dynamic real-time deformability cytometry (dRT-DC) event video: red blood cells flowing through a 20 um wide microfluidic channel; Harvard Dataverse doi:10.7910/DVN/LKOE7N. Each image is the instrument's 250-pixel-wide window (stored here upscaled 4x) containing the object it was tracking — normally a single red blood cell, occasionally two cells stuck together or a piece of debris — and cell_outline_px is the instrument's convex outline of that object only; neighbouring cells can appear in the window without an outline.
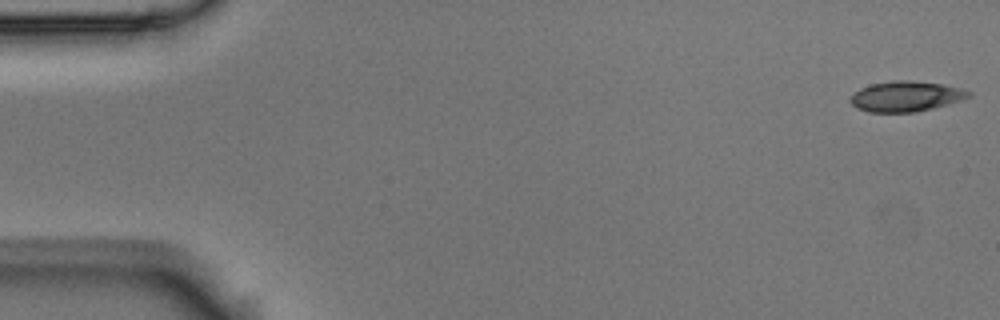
{"species": "Egyptian fruit bat (a non-hibernating species)", "species_latin": "Rousettus aegyptiacus", "temperature_condition": "room temperature", "stored_images_in_passage": 55, "camera_frame_rate_fps": 3000, "um_per_image_px": 0.085, "animal": {"sex": "male"}, "frame": {"image": 1, "passage_image": 1, "time_ms": 0.0, "image_size_px": [1000, 320], "cell_outline_px": [[972, 96], [964, 100], [916, 112], [868, 112], [856, 108], [848, 100], [860, 88], [872, 84], [892, 80], [912, 80], [944, 84], [960, 88], [972, 92]], "centroid_in_image_um": [77.03, 8.19], "position_along_channel_um": 8.0, "area_um2": 21.1}}
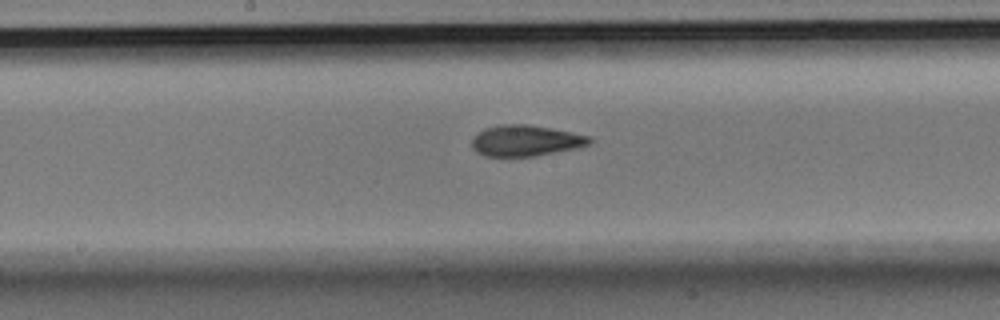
{"frame": {"image": 2, "passage_image": 29, "time_ms": 9.333, "image_size_px": [1000, 320], "cell_outline_px": [[592, 144], [580, 148], [536, 156], [484, 156], [476, 152], [472, 148], [472, 140], [484, 128], [500, 124], [528, 124], [552, 128], [588, 136], [592, 140]], "centroid_in_image_um": [44.71, 11.96], "position_along_channel_um": 203.5, "area_um2": 21.39}}
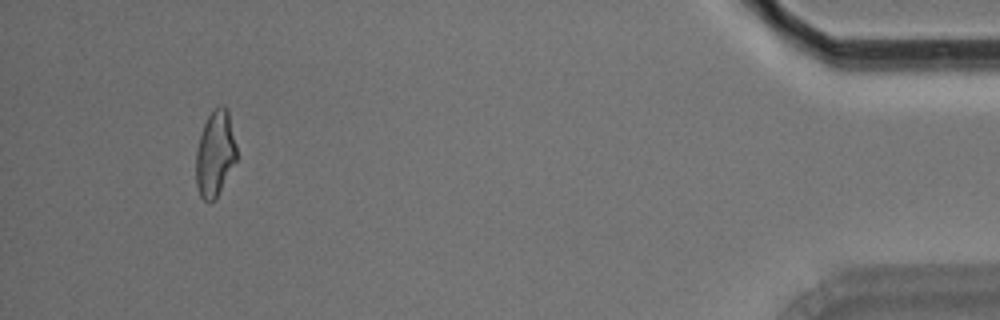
{"frame": {"image": 3, "passage_image": 53, "time_ms": 17.333, "image_size_px": [1000, 320], "cell_outline_px": [[236, 160], [216, 200], [208, 204], [200, 196], [196, 184], [196, 152], [200, 136], [204, 124], [208, 116], [220, 104], [224, 104], [228, 108], [236, 144]], "centroid_in_image_um": [18.29, 13.08], "position_along_channel_um": 416.9, "area_um2": 20.46}}